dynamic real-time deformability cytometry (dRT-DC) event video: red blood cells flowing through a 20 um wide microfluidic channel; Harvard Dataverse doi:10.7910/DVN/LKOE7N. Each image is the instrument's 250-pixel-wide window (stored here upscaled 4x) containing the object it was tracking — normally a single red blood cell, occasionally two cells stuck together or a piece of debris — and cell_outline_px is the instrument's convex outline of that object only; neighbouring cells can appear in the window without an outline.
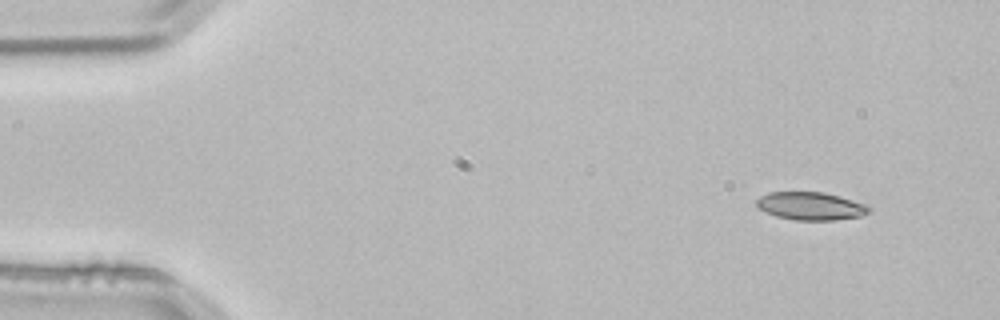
{"species": "common noctule bat (a hibernating species)", "species_latin": "Nyctalus noctula", "temperature_condition": "room temperature", "stored_images_in_passage": 3, "camera_frame_rate_fps": 3000, "um_per_image_px": 0.085, "animal": {"sex": "male", "body_mass_g": 21.5, "forearm_length_mm": 52.0}, "frame": {"image": 1, "passage_image": 1, "time_ms": 0.0, "image_size_px": [1000, 320], "cell_outline_px": [[872, 212], [860, 216], [836, 220], [796, 220], [776, 216], [764, 212], [756, 204], [756, 200], [760, 196], [768, 192], [824, 192], [840, 196], [864, 204], [872, 208]], "centroid_in_image_um": [68.92, 17.51], "position_along_channel_um": 16.1, "area_um2": 18.38}}